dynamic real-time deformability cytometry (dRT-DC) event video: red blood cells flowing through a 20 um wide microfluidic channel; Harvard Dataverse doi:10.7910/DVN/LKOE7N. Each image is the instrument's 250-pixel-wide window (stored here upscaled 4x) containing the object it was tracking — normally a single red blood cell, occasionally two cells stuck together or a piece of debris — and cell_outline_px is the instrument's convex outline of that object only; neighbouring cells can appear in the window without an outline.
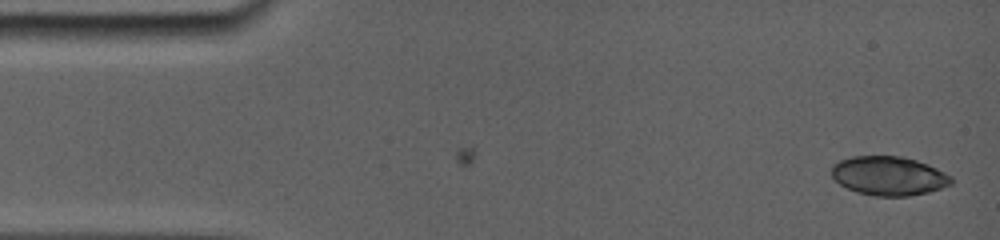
{"species": "common noctule bat (a hibernating species)", "species_latin": "Nyctalus noctula", "temperature_condition": "room temperature", "stored_images_in_passage": 3, "camera_frame_rate_fps": 5000, "um_per_image_px": 0.085, "animal": {"sex": "female", "body_mass_g": 19.0, "forearm_length_mm": 56.7}, "frame": {"image": 1, "passage_image": 3, "time_ms": 1.8, "image_size_px": [1000, 240], "cell_outline_px": [[952, 180], [948, 184], [940, 188], [928, 192], [908, 196], [876, 196], [860, 192], [848, 188], [840, 184], [832, 176], [832, 168], [836, 164], [844, 160], [856, 156], [892, 156], [912, 160], [924, 164], [948, 176]], "centroid_in_image_um": [75.49, 14.97], "position_along_channel_um": 9.5, "area_um2": 25.95}}